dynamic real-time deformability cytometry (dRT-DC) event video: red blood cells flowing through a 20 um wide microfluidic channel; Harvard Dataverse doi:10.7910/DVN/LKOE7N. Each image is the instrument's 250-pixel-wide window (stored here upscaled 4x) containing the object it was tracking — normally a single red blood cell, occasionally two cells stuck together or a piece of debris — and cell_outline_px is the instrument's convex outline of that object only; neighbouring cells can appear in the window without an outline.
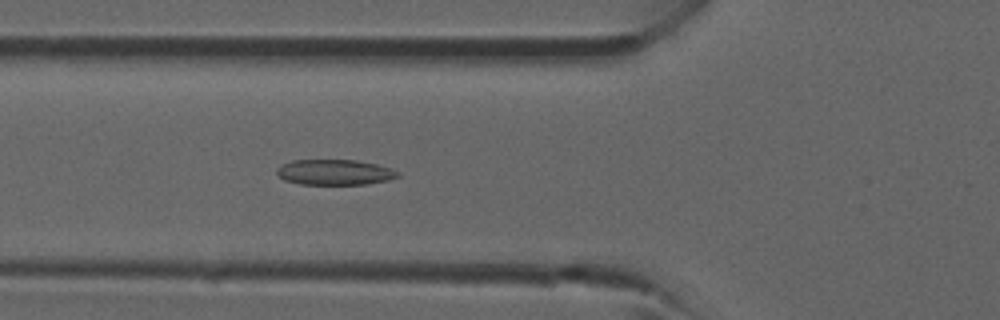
{"species": "common noctule bat (a hibernating species)", "species_latin": "Nyctalus noctula", "temperature_condition": "room temperature", "stored_images_in_passage": 32, "camera_frame_rate_fps": 3000, "um_per_image_px": 0.085, "animal": {"sex": "male", "forearm_length_mm": 52.5}, "frame": {"image": 1, "passage_image": 10, "time_ms": 3.0, "image_size_px": [1000, 320], "cell_outline_px": [[400, 176], [388, 180], [368, 184], [300, 184], [284, 180], [276, 172], [276, 168], [280, 164], [292, 160], [356, 160], [376, 164], [392, 168], [400, 172]], "centroid_in_image_um": [28.45, 14.63], "position_along_channel_um": 97.3, "area_um2": 18.09}}
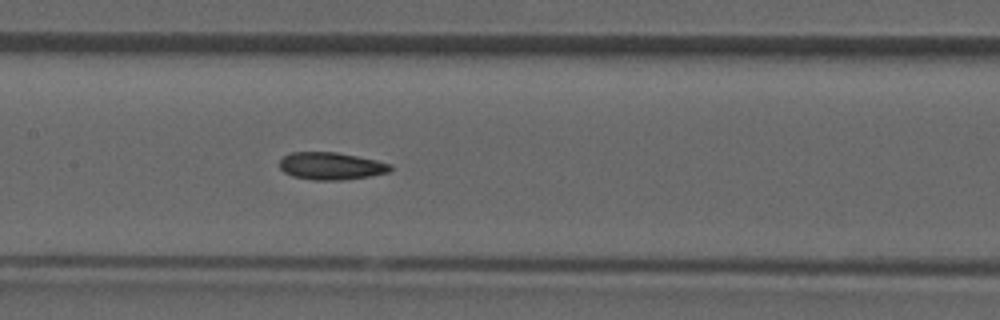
{"frame": {"image": 2, "passage_image": 15, "time_ms": 4.667, "image_size_px": [1000, 320], "cell_outline_px": [[392, 168], [388, 172], [368, 176], [344, 180], [312, 180], [292, 176], [284, 172], [280, 168], [280, 160], [284, 156], [292, 152], [336, 152], [376, 160], [392, 164]], "centroid_in_image_um": [28.13, 14.11], "position_along_channel_um": 179.3, "area_um2": 17.63}}
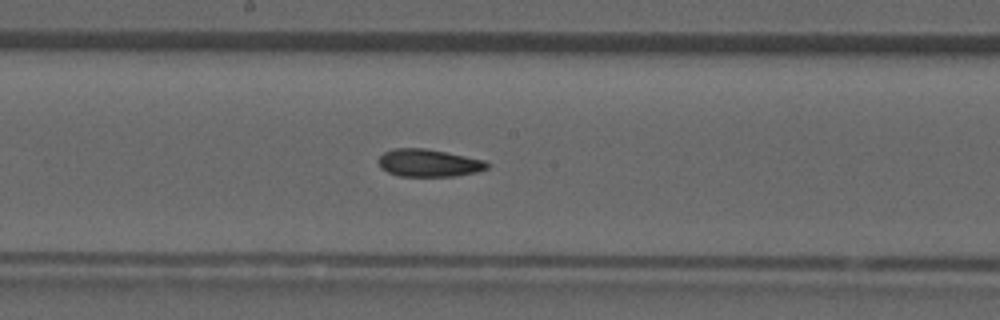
{"frame": {"image": 3, "passage_image": 17, "time_ms": 5.333, "image_size_px": [1000, 320], "cell_outline_px": [[488, 168], [476, 172], [456, 176], [400, 176], [388, 172], [380, 168], [376, 160], [384, 152], [392, 148], [424, 148], [484, 160], [488, 164]], "centroid_in_image_um": [36.38, 13.85], "position_along_channel_um": 211.8, "area_um2": 17.4}}